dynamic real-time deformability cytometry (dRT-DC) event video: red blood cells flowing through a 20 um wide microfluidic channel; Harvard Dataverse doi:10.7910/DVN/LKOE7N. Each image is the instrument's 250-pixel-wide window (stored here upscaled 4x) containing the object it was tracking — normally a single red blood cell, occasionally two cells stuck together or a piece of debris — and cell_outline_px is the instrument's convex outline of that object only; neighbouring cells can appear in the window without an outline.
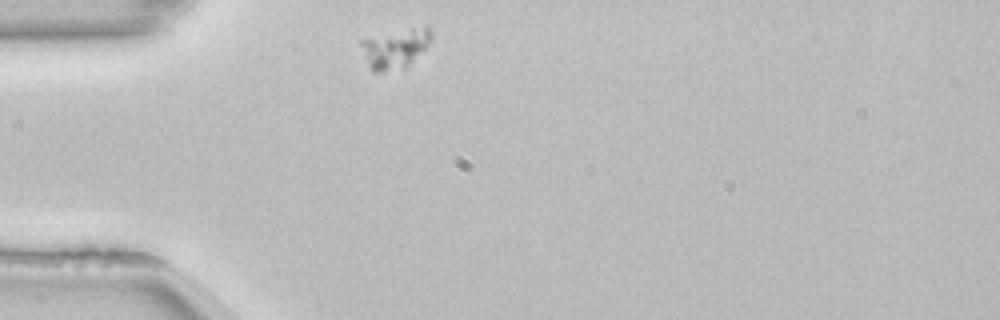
{"species": "common noctule bat (a hibernating species)", "species_latin": "Nyctalus noctula", "temperature_condition": "room temperature", "stored_images_in_passage": 41, "camera_frame_rate_fps": 3000, "um_per_image_px": 0.085, "animal": {"sex": "female", "body_mass_g": 22.7, "forearm_length_mm": 54.2}, "frame": {"image": 1, "passage_image": 1, "time_ms": 0.0, "image_size_px": [1000, 320], "cell_outline_px": [[432, 40], [404, 68], [380, 72], [372, 72], [368, 68], [360, 44], [360, 40], [428, 24], [432, 32]], "centroid_in_image_um": [33.59, 4.11], "position_along_channel_um": 51.4, "area_um2": 15.95}}
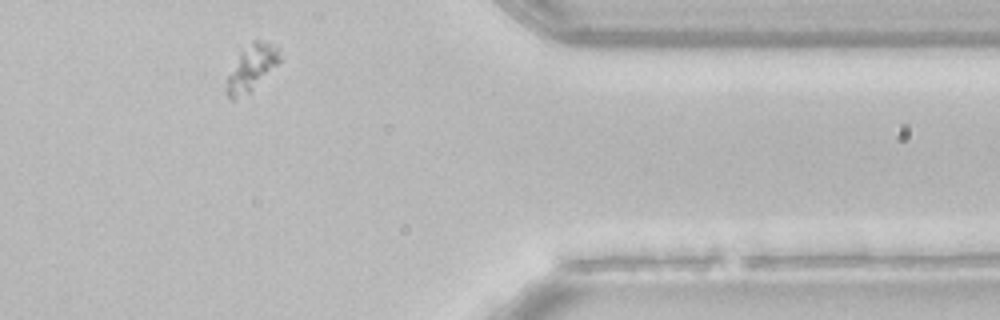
{"frame": {"image": 2, "passage_image": 32, "time_ms": 10.333, "image_size_px": [1000, 320], "cell_outline_px": [[280, 60], [248, 92], [232, 100], [224, 92], [228, 76], [240, 52], [256, 40], [280, 44]], "centroid_in_image_um": [21.38, 5.73], "position_along_channel_um": 390.0, "area_um2": 13.64}}
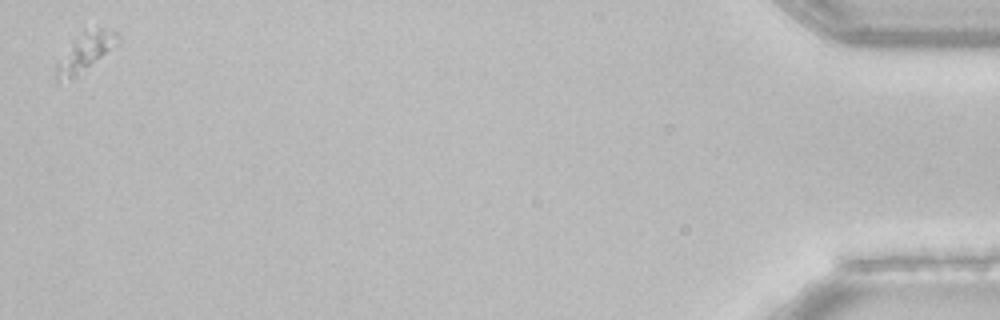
{"frame": {"image": 3, "passage_image": 41, "time_ms": 13.333, "image_size_px": [1000, 320], "cell_outline_px": [[120, 40], [76, 76], [56, 80], [56, 64], [84, 28], [104, 28], [116, 32], [120, 36]], "centroid_in_image_um": [7.26, 4.35], "position_along_channel_um": 427.9, "area_um2": 12.77}}